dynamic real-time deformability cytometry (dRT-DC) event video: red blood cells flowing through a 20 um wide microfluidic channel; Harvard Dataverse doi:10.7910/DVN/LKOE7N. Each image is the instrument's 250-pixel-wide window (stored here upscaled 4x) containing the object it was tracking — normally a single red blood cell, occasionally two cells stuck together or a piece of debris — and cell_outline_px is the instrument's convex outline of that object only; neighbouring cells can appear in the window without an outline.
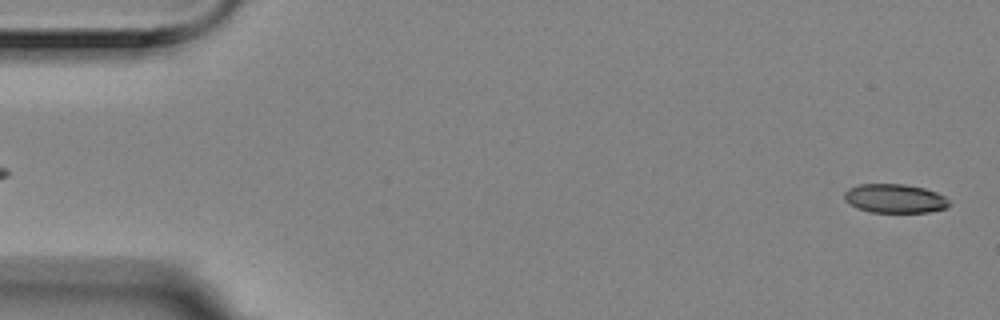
{"species": "Egyptian fruit bat (a non-hibernating species)", "species_latin": "Rousettus aegyptiacus", "temperature_condition": "room temperature", "stored_images_in_passage": 5, "segment_of_instrument_passage": [2, 2], "camera_frame_rate_fps": 3000, "um_per_image_px": 0.085, "animal": {"sex": "female"}, "frame": {"image": 1, "passage_image": 5, "time_ms": 1.333, "image_size_px": [1000, 320], "cell_outline_px": [[948, 208], [928, 212], [872, 212], [856, 208], [844, 200], [844, 192], [848, 188], [860, 184], [904, 184], [924, 188], [936, 192], [944, 196], [948, 200]], "centroid_in_image_um": [76.03, 16.87], "position_along_channel_um": 9.0, "area_um2": 17.69}}